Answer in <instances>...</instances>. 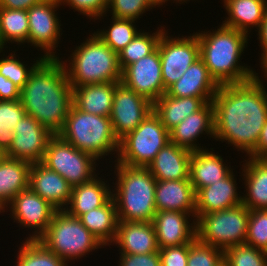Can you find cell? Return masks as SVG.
<instances>
[{
    "mask_svg": "<svg viewBox=\"0 0 267 266\" xmlns=\"http://www.w3.org/2000/svg\"><path fill=\"white\" fill-rule=\"evenodd\" d=\"M255 76L243 83L220 85L214 106V140L226 141L249 156L267 121V91Z\"/></svg>",
    "mask_w": 267,
    "mask_h": 266,
    "instance_id": "1",
    "label": "cell"
},
{
    "mask_svg": "<svg viewBox=\"0 0 267 266\" xmlns=\"http://www.w3.org/2000/svg\"><path fill=\"white\" fill-rule=\"evenodd\" d=\"M26 113L52 134H59L72 106V86L61 58H44L20 91Z\"/></svg>",
    "mask_w": 267,
    "mask_h": 266,
    "instance_id": "2",
    "label": "cell"
},
{
    "mask_svg": "<svg viewBox=\"0 0 267 266\" xmlns=\"http://www.w3.org/2000/svg\"><path fill=\"white\" fill-rule=\"evenodd\" d=\"M219 26L212 32H196L200 58L209 73L219 85L243 83L253 79L258 73L251 66L240 64L250 36L222 24Z\"/></svg>",
    "mask_w": 267,
    "mask_h": 266,
    "instance_id": "3",
    "label": "cell"
},
{
    "mask_svg": "<svg viewBox=\"0 0 267 266\" xmlns=\"http://www.w3.org/2000/svg\"><path fill=\"white\" fill-rule=\"evenodd\" d=\"M117 176L112 197L119 221L152 222L156 214L155 188L157 180L147 167H133L116 163ZM116 187V188H115Z\"/></svg>",
    "mask_w": 267,
    "mask_h": 266,
    "instance_id": "4",
    "label": "cell"
},
{
    "mask_svg": "<svg viewBox=\"0 0 267 266\" xmlns=\"http://www.w3.org/2000/svg\"><path fill=\"white\" fill-rule=\"evenodd\" d=\"M71 51L70 62L62 61L72 88L105 82H121L122 70L118 53L114 52L96 34ZM66 62V63H65Z\"/></svg>",
    "mask_w": 267,
    "mask_h": 266,
    "instance_id": "5",
    "label": "cell"
},
{
    "mask_svg": "<svg viewBox=\"0 0 267 266\" xmlns=\"http://www.w3.org/2000/svg\"><path fill=\"white\" fill-rule=\"evenodd\" d=\"M58 135L97 161L113 152L118 156L120 141L114 133L110 117L83 112L73 104Z\"/></svg>",
    "mask_w": 267,
    "mask_h": 266,
    "instance_id": "6",
    "label": "cell"
},
{
    "mask_svg": "<svg viewBox=\"0 0 267 266\" xmlns=\"http://www.w3.org/2000/svg\"><path fill=\"white\" fill-rule=\"evenodd\" d=\"M66 263L77 261L104 245L82 224L79 218L65 210L56 211L46 232L38 239ZM70 260V261H69Z\"/></svg>",
    "mask_w": 267,
    "mask_h": 266,
    "instance_id": "7",
    "label": "cell"
},
{
    "mask_svg": "<svg viewBox=\"0 0 267 266\" xmlns=\"http://www.w3.org/2000/svg\"><path fill=\"white\" fill-rule=\"evenodd\" d=\"M250 210L240 204L230 209L202 214L196 219V238L225 250L246 242Z\"/></svg>",
    "mask_w": 267,
    "mask_h": 266,
    "instance_id": "8",
    "label": "cell"
},
{
    "mask_svg": "<svg viewBox=\"0 0 267 266\" xmlns=\"http://www.w3.org/2000/svg\"><path fill=\"white\" fill-rule=\"evenodd\" d=\"M169 142V131L152 111L135 130L120 140L118 158L114 162L147 167Z\"/></svg>",
    "mask_w": 267,
    "mask_h": 266,
    "instance_id": "9",
    "label": "cell"
},
{
    "mask_svg": "<svg viewBox=\"0 0 267 266\" xmlns=\"http://www.w3.org/2000/svg\"><path fill=\"white\" fill-rule=\"evenodd\" d=\"M97 159L82 152L64 140L60 135H53L48 142L42 164L57 172L73 188L87 183L97 176Z\"/></svg>",
    "mask_w": 267,
    "mask_h": 266,
    "instance_id": "10",
    "label": "cell"
},
{
    "mask_svg": "<svg viewBox=\"0 0 267 266\" xmlns=\"http://www.w3.org/2000/svg\"><path fill=\"white\" fill-rule=\"evenodd\" d=\"M161 58V74L165 91L176 81L196 60L200 58V47L195 32L190 36L174 38L165 30L158 42Z\"/></svg>",
    "mask_w": 267,
    "mask_h": 266,
    "instance_id": "11",
    "label": "cell"
},
{
    "mask_svg": "<svg viewBox=\"0 0 267 266\" xmlns=\"http://www.w3.org/2000/svg\"><path fill=\"white\" fill-rule=\"evenodd\" d=\"M61 5V0H43L27 10L29 21L28 43L34 48L37 47L36 49L43 50L45 53L42 55L46 59L59 58L57 57L59 55H55V49L58 47L59 40H61L62 29L56 9Z\"/></svg>",
    "mask_w": 267,
    "mask_h": 266,
    "instance_id": "12",
    "label": "cell"
},
{
    "mask_svg": "<svg viewBox=\"0 0 267 266\" xmlns=\"http://www.w3.org/2000/svg\"><path fill=\"white\" fill-rule=\"evenodd\" d=\"M152 111L153 103L150 100L122 82L116 83L110 120L119 141L135 130Z\"/></svg>",
    "mask_w": 267,
    "mask_h": 266,
    "instance_id": "13",
    "label": "cell"
},
{
    "mask_svg": "<svg viewBox=\"0 0 267 266\" xmlns=\"http://www.w3.org/2000/svg\"><path fill=\"white\" fill-rule=\"evenodd\" d=\"M9 206V207H8ZM10 216L19 226L33 229L25 239L38 240L47 230L54 213L57 211L30 188L19 192L7 205Z\"/></svg>",
    "mask_w": 267,
    "mask_h": 266,
    "instance_id": "14",
    "label": "cell"
},
{
    "mask_svg": "<svg viewBox=\"0 0 267 266\" xmlns=\"http://www.w3.org/2000/svg\"><path fill=\"white\" fill-rule=\"evenodd\" d=\"M13 132V141L5 152L6 157L31 164L42 162L54 134L28 114L17 123Z\"/></svg>",
    "mask_w": 267,
    "mask_h": 266,
    "instance_id": "15",
    "label": "cell"
},
{
    "mask_svg": "<svg viewBox=\"0 0 267 266\" xmlns=\"http://www.w3.org/2000/svg\"><path fill=\"white\" fill-rule=\"evenodd\" d=\"M121 82L152 103L166 93L158 47L151 54L125 67Z\"/></svg>",
    "mask_w": 267,
    "mask_h": 266,
    "instance_id": "16",
    "label": "cell"
},
{
    "mask_svg": "<svg viewBox=\"0 0 267 266\" xmlns=\"http://www.w3.org/2000/svg\"><path fill=\"white\" fill-rule=\"evenodd\" d=\"M152 223L159 249L189 244L196 238V213L160 211Z\"/></svg>",
    "mask_w": 267,
    "mask_h": 266,
    "instance_id": "17",
    "label": "cell"
},
{
    "mask_svg": "<svg viewBox=\"0 0 267 266\" xmlns=\"http://www.w3.org/2000/svg\"><path fill=\"white\" fill-rule=\"evenodd\" d=\"M29 188L48 201L57 211L65 210L71 199L72 187L68 182L41 162L31 165Z\"/></svg>",
    "mask_w": 267,
    "mask_h": 266,
    "instance_id": "18",
    "label": "cell"
},
{
    "mask_svg": "<svg viewBox=\"0 0 267 266\" xmlns=\"http://www.w3.org/2000/svg\"><path fill=\"white\" fill-rule=\"evenodd\" d=\"M209 135L214 138V106L208 102L199 111L190 114L182 122L169 131L170 142L177 146L184 147L190 151H197L201 143L196 144L199 136ZM199 145V146H198Z\"/></svg>",
    "mask_w": 267,
    "mask_h": 266,
    "instance_id": "19",
    "label": "cell"
},
{
    "mask_svg": "<svg viewBox=\"0 0 267 266\" xmlns=\"http://www.w3.org/2000/svg\"><path fill=\"white\" fill-rule=\"evenodd\" d=\"M233 171L223 180L200 188L195 193L196 219L202 214L230 209L242 204Z\"/></svg>",
    "mask_w": 267,
    "mask_h": 266,
    "instance_id": "20",
    "label": "cell"
},
{
    "mask_svg": "<svg viewBox=\"0 0 267 266\" xmlns=\"http://www.w3.org/2000/svg\"><path fill=\"white\" fill-rule=\"evenodd\" d=\"M113 245L123 254H147L159 251L152 222L119 221Z\"/></svg>",
    "mask_w": 267,
    "mask_h": 266,
    "instance_id": "21",
    "label": "cell"
},
{
    "mask_svg": "<svg viewBox=\"0 0 267 266\" xmlns=\"http://www.w3.org/2000/svg\"><path fill=\"white\" fill-rule=\"evenodd\" d=\"M155 208L157 212L196 213L195 191L190 179L157 180Z\"/></svg>",
    "mask_w": 267,
    "mask_h": 266,
    "instance_id": "22",
    "label": "cell"
},
{
    "mask_svg": "<svg viewBox=\"0 0 267 266\" xmlns=\"http://www.w3.org/2000/svg\"><path fill=\"white\" fill-rule=\"evenodd\" d=\"M204 148L192 151L189 179L195 193L206 186L225 179L233 170L224 162L222 156Z\"/></svg>",
    "mask_w": 267,
    "mask_h": 266,
    "instance_id": "23",
    "label": "cell"
},
{
    "mask_svg": "<svg viewBox=\"0 0 267 266\" xmlns=\"http://www.w3.org/2000/svg\"><path fill=\"white\" fill-rule=\"evenodd\" d=\"M219 87L199 58L166 90V94L174 97H214Z\"/></svg>",
    "mask_w": 267,
    "mask_h": 266,
    "instance_id": "24",
    "label": "cell"
},
{
    "mask_svg": "<svg viewBox=\"0 0 267 266\" xmlns=\"http://www.w3.org/2000/svg\"><path fill=\"white\" fill-rule=\"evenodd\" d=\"M192 151L169 142L147 166L156 180L189 179Z\"/></svg>",
    "mask_w": 267,
    "mask_h": 266,
    "instance_id": "25",
    "label": "cell"
},
{
    "mask_svg": "<svg viewBox=\"0 0 267 266\" xmlns=\"http://www.w3.org/2000/svg\"><path fill=\"white\" fill-rule=\"evenodd\" d=\"M242 164V179L246 189L242 204L249 210L267 209V158L248 156ZM243 168V169H242Z\"/></svg>",
    "mask_w": 267,
    "mask_h": 266,
    "instance_id": "26",
    "label": "cell"
},
{
    "mask_svg": "<svg viewBox=\"0 0 267 266\" xmlns=\"http://www.w3.org/2000/svg\"><path fill=\"white\" fill-rule=\"evenodd\" d=\"M117 82H105L72 88V104L79 110L110 117Z\"/></svg>",
    "mask_w": 267,
    "mask_h": 266,
    "instance_id": "27",
    "label": "cell"
},
{
    "mask_svg": "<svg viewBox=\"0 0 267 266\" xmlns=\"http://www.w3.org/2000/svg\"><path fill=\"white\" fill-rule=\"evenodd\" d=\"M214 97H174L164 93L153 103V112L170 131L190 114L202 109Z\"/></svg>",
    "mask_w": 267,
    "mask_h": 266,
    "instance_id": "28",
    "label": "cell"
},
{
    "mask_svg": "<svg viewBox=\"0 0 267 266\" xmlns=\"http://www.w3.org/2000/svg\"><path fill=\"white\" fill-rule=\"evenodd\" d=\"M106 183V180L104 182V179L97 175L87 183L74 186L65 211L79 218L82 214L103 206L112 197V188L109 187V182L108 185Z\"/></svg>",
    "mask_w": 267,
    "mask_h": 266,
    "instance_id": "29",
    "label": "cell"
},
{
    "mask_svg": "<svg viewBox=\"0 0 267 266\" xmlns=\"http://www.w3.org/2000/svg\"><path fill=\"white\" fill-rule=\"evenodd\" d=\"M223 2L228 17L222 25L247 35L254 26L259 29L267 11V0H223Z\"/></svg>",
    "mask_w": 267,
    "mask_h": 266,
    "instance_id": "30",
    "label": "cell"
},
{
    "mask_svg": "<svg viewBox=\"0 0 267 266\" xmlns=\"http://www.w3.org/2000/svg\"><path fill=\"white\" fill-rule=\"evenodd\" d=\"M31 163L4 157L0 161V206L8 212L7 205L21 191L29 188Z\"/></svg>",
    "mask_w": 267,
    "mask_h": 266,
    "instance_id": "31",
    "label": "cell"
},
{
    "mask_svg": "<svg viewBox=\"0 0 267 266\" xmlns=\"http://www.w3.org/2000/svg\"><path fill=\"white\" fill-rule=\"evenodd\" d=\"M79 219L104 246L115 241L119 220L113 197L103 206L82 214Z\"/></svg>",
    "mask_w": 267,
    "mask_h": 266,
    "instance_id": "32",
    "label": "cell"
},
{
    "mask_svg": "<svg viewBox=\"0 0 267 266\" xmlns=\"http://www.w3.org/2000/svg\"><path fill=\"white\" fill-rule=\"evenodd\" d=\"M29 21L27 10H12L0 7V39L4 46L28 43Z\"/></svg>",
    "mask_w": 267,
    "mask_h": 266,
    "instance_id": "33",
    "label": "cell"
},
{
    "mask_svg": "<svg viewBox=\"0 0 267 266\" xmlns=\"http://www.w3.org/2000/svg\"><path fill=\"white\" fill-rule=\"evenodd\" d=\"M18 250L16 266H69L39 240L26 239Z\"/></svg>",
    "mask_w": 267,
    "mask_h": 266,
    "instance_id": "34",
    "label": "cell"
},
{
    "mask_svg": "<svg viewBox=\"0 0 267 266\" xmlns=\"http://www.w3.org/2000/svg\"><path fill=\"white\" fill-rule=\"evenodd\" d=\"M161 27L162 28H158L156 32L151 34L141 30L136 37L118 53L121 70L151 54L157 48L159 39L165 31V28L163 26Z\"/></svg>",
    "mask_w": 267,
    "mask_h": 266,
    "instance_id": "35",
    "label": "cell"
},
{
    "mask_svg": "<svg viewBox=\"0 0 267 266\" xmlns=\"http://www.w3.org/2000/svg\"><path fill=\"white\" fill-rule=\"evenodd\" d=\"M108 29L98 30L95 34L114 52L119 53L141 31L136 28L135 20L111 17ZM135 23V24H134Z\"/></svg>",
    "mask_w": 267,
    "mask_h": 266,
    "instance_id": "36",
    "label": "cell"
},
{
    "mask_svg": "<svg viewBox=\"0 0 267 266\" xmlns=\"http://www.w3.org/2000/svg\"><path fill=\"white\" fill-rule=\"evenodd\" d=\"M21 100H0V147L6 152L12 144L14 129L26 115Z\"/></svg>",
    "mask_w": 267,
    "mask_h": 266,
    "instance_id": "37",
    "label": "cell"
},
{
    "mask_svg": "<svg viewBox=\"0 0 267 266\" xmlns=\"http://www.w3.org/2000/svg\"><path fill=\"white\" fill-rule=\"evenodd\" d=\"M224 262L228 266H267V252L246 243L224 250Z\"/></svg>",
    "mask_w": 267,
    "mask_h": 266,
    "instance_id": "38",
    "label": "cell"
},
{
    "mask_svg": "<svg viewBox=\"0 0 267 266\" xmlns=\"http://www.w3.org/2000/svg\"><path fill=\"white\" fill-rule=\"evenodd\" d=\"M160 6L158 0H108L106 14L110 11L114 18L137 21L146 11Z\"/></svg>",
    "mask_w": 267,
    "mask_h": 266,
    "instance_id": "39",
    "label": "cell"
},
{
    "mask_svg": "<svg viewBox=\"0 0 267 266\" xmlns=\"http://www.w3.org/2000/svg\"><path fill=\"white\" fill-rule=\"evenodd\" d=\"M12 53L13 52L6 57H4V55L2 57L1 55L0 74L5 78L10 79L21 90L28 81L30 73L44 59V57H37L38 60L33 61V63H35L29 67L28 64L21 62L19 57L16 58L17 56H15V52L13 54Z\"/></svg>",
    "mask_w": 267,
    "mask_h": 266,
    "instance_id": "40",
    "label": "cell"
},
{
    "mask_svg": "<svg viewBox=\"0 0 267 266\" xmlns=\"http://www.w3.org/2000/svg\"><path fill=\"white\" fill-rule=\"evenodd\" d=\"M223 262V249L202 243L197 238L189 243L187 266H219Z\"/></svg>",
    "mask_w": 267,
    "mask_h": 266,
    "instance_id": "41",
    "label": "cell"
},
{
    "mask_svg": "<svg viewBox=\"0 0 267 266\" xmlns=\"http://www.w3.org/2000/svg\"><path fill=\"white\" fill-rule=\"evenodd\" d=\"M245 243L267 252V209L250 210Z\"/></svg>",
    "mask_w": 267,
    "mask_h": 266,
    "instance_id": "42",
    "label": "cell"
},
{
    "mask_svg": "<svg viewBox=\"0 0 267 266\" xmlns=\"http://www.w3.org/2000/svg\"><path fill=\"white\" fill-rule=\"evenodd\" d=\"M61 4H67L71 9H74L80 15H85L90 19L101 20L103 16L106 17V10L108 0H61Z\"/></svg>",
    "mask_w": 267,
    "mask_h": 266,
    "instance_id": "43",
    "label": "cell"
},
{
    "mask_svg": "<svg viewBox=\"0 0 267 266\" xmlns=\"http://www.w3.org/2000/svg\"><path fill=\"white\" fill-rule=\"evenodd\" d=\"M189 244L159 249L161 266H187Z\"/></svg>",
    "mask_w": 267,
    "mask_h": 266,
    "instance_id": "44",
    "label": "cell"
},
{
    "mask_svg": "<svg viewBox=\"0 0 267 266\" xmlns=\"http://www.w3.org/2000/svg\"><path fill=\"white\" fill-rule=\"evenodd\" d=\"M119 254L118 266H161L159 251L147 254Z\"/></svg>",
    "mask_w": 267,
    "mask_h": 266,
    "instance_id": "45",
    "label": "cell"
},
{
    "mask_svg": "<svg viewBox=\"0 0 267 266\" xmlns=\"http://www.w3.org/2000/svg\"><path fill=\"white\" fill-rule=\"evenodd\" d=\"M20 91L21 90L10 79L0 74V100H19Z\"/></svg>",
    "mask_w": 267,
    "mask_h": 266,
    "instance_id": "46",
    "label": "cell"
},
{
    "mask_svg": "<svg viewBox=\"0 0 267 266\" xmlns=\"http://www.w3.org/2000/svg\"><path fill=\"white\" fill-rule=\"evenodd\" d=\"M258 39L260 42V45L262 49L261 50V57H259L260 60V65H262L266 60H267V11L265 13V16L263 17V20L260 24V27L258 30Z\"/></svg>",
    "mask_w": 267,
    "mask_h": 266,
    "instance_id": "47",
    "label": "cell"
},
{
    "mask_svg": "<svg viewBox=\"0 0 267 266\" xmlns=\"http://www.w3.org/2000/svg\"><path fill=\"white\" fill-rule=\"evenodd\" d=\"M43 0H0V7L12 10H28Z\"/></svg>",
    "mask_w": 267,
    "mask_h": 266,
    "instance_id": "48",
    "label": "cell"
},
{
    "mask_svg": "<svg viewBox=\"0 0 267 266\" xmlns=\"http://www.w3.org/2000/svg\"><path fill=\"white\" fill-rule=\"evenodd\" d=\"M249 156L255 158H267V121L262 128L257 148Z\"/></svg>",
    "mask_w": 267,
    "mask_h": 266,
    "instance_id": "49",
    "label": "cell"
},
{
    "mask_svg": "<svg viewBox=\"0 0 267 266\" xmlns=\"http://www.w3.org/2000/svg\"><path fill=\"white\" fill-rule=\"evenodd\" d=\"M260 68H262V72H264L263 73V77L264 78H266V79H264V80H267V60L261 65V67Z\"/></svg>",
    "mask_w": 267,
    "mask_h": 266,
    "instance_id": "50",
    "label": "cell"
},
{
    "mask_svg": "<svg viewBox=\"0 0 267 266\" xmlns=\"http://www.w3.org/2000/svg\"><path fill=\"white\" fill-rule=\"evenodd\" d=\"M166 1H172V0H158V2L163 5L166 3ZM176 1V3H179V0H173V3Z\"/></svg>",
    "mask_w": 267,
    "mask_h": 266,
    "instance_id": "51",
    "label": "cell"
},
{
    "mask_svg": "<svg viewBox=\"0 0 267 266\" xmlns=\"http://www.w3.org/2000/svg\"><path fill=\"white\" fill-rule=\"evenodd\" d=\"M5 152L4 150H2V148L0 147V161L5 157Z\"/></svg>",
    "mask_w": 267,
    "mask_h": 266,
    "instance_id": "52",
    "label": "cell"
},
{
    "mask_svg": "<svg viewBox=\"0 0 267 266\" xmlns=\"http://www.w3.org/2000/svg\"><path fill=\"white\" fill-rule=\"evenodd\" d=\"M4 48H7V47H5L3 44H2V41H1V39H0V53H1V51L3 52L4 50Z\"/></svg>",
    "mask_w": 267,
    "mask_h": 266,
    "instance_id": "53",
    "label": "cell"
},
{
    "mask_svg": "<svg viewBox=\"0 0 267 266\" xmlns=\"http://www.w3.org/2000/svg\"><path fill=\"white\" fill-rule=\"evenodd\" d=\"M186 1L189 2L190 0H179V4H182L184 2L187 3Z\"/></svg>",
    "mask_w": 267,
    "mask_h": 266,
    "instance_id": "54",
    "label": "cell"
},
{
    "mask_svg": "<svg viewBox=\"0 0 267 266\" xmlns=\"http://www.w3.org/2000/svg\"><path fill=\"white\" fill-rule=\"evenodd\" d=\"M2 212L4 214L5 210L0 206V213H2Z\"/></svg>",
    "mask_w": 267,
    "mask_h": 266,
    "instance_id": "55",
    "label": "cell"
},
{
    "mask_svg": "<svg viewBox=\"0 0 267 266\" xmlns=\"http://www.w3.org/2000/svg\"><path fill=\"white\" fill-rule=\"evenodd\" d=\"M219 266H228V265L225 262H223Z\"/></svg>",
    "mask_w": 267,
    "mask_h": 266,
    "instance_id": "56",
    "label": "cell"
}]
</instances>
